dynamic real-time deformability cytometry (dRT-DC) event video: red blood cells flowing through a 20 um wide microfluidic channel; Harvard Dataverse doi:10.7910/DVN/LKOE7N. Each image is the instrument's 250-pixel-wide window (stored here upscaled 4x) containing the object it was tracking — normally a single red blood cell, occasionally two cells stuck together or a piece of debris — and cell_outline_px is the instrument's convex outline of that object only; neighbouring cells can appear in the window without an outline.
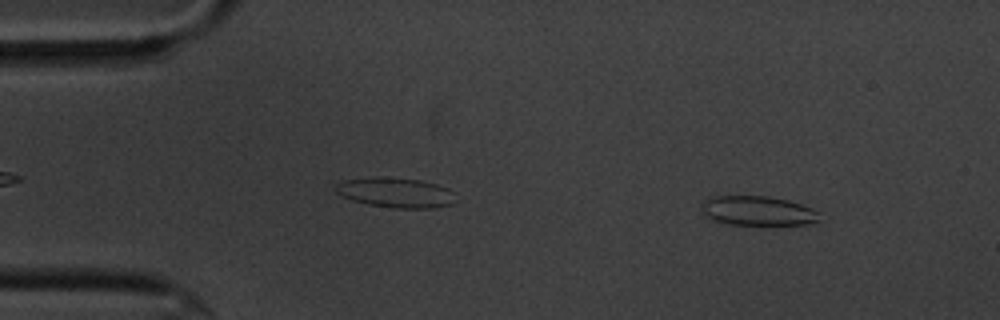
{"species": "common noctule bat (a hibernating species)", "species_latin": "Nyctalus noctula", "temperature_condition": "cold", "stored_images_in_passage": 49, "camera_frame_rate_fps": 3000, "um_per_image_px": 0.085, "animal": {"sex": "male", "body_mass_g": 20.1, "forearm_length_mm": 53.5}, "frame": {"image": 1, "passage_image": 6, "time_ms": 1.667, "image_size_px": [1000, 320], "cell_outline_px": [[820, 220], [808, 224], [732, 224], [708, 220], [700, 204], [708, 196], [768, 196], [788, 200], [812, 208], [820, 212]], "centroid_in_image_um": [64.38, 17.91], "position_along_channel_um": 20.6, "area_um2": 20.35}}
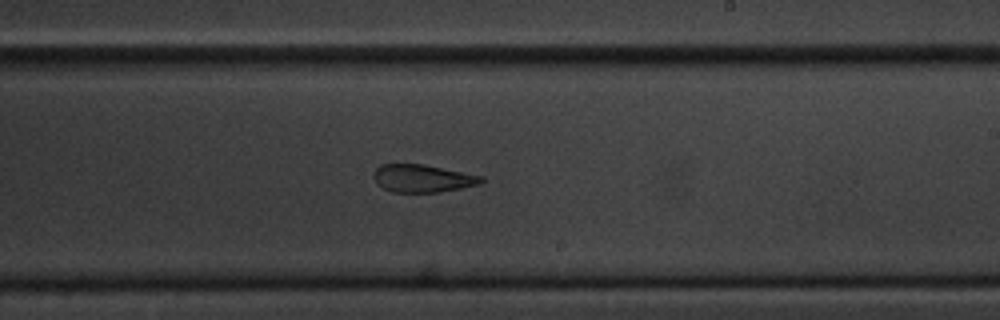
{"frame": {"image": 2, "passage_image": 33, "time_ms": 10.667, "image_size_px": [1000, 320], "cell_outline_px": [[484, 180], [476, 184], [460, 188], [440, 192], [392, 192], [384, 188], [372, 176], [372, 172], [380, 164], [424, 164], [484, 176]], "centroid_in_image_um": [35.9, 15.15], "position_along_channel_um": 253.1, "area_um2": 17.28}}
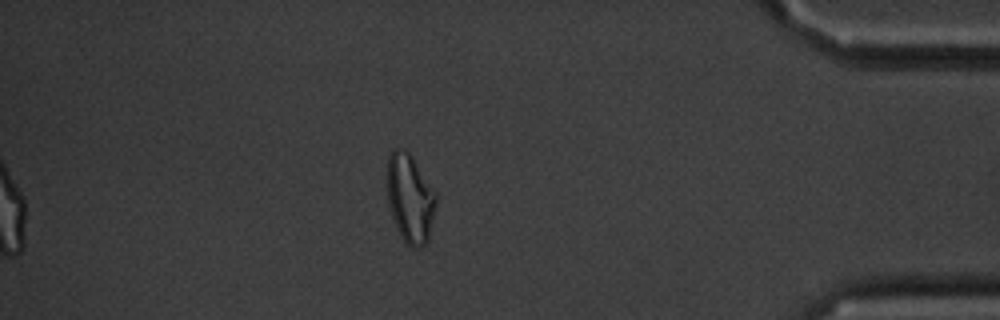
{"frame": {"image": 3, "passage_image": 49, "time_ms": 16.0, "image_size_px": [1000, 320], "cell_outline_px": [[436, 204], [428, 240], [420, 248], [412, 248], [404, 240], [392, 216], [388, 204], [388, 156], [392, 148], [400, 148], [408, 152], [412, 156], [436, 192]], "centroid_in_image_um": [34.86, 16.83], "position_along_channel_um": 400.3, "area_um2": 24.97}, "authors_computed_cell_mechanics": {"area_um2": 18.4382, "velocity_mm_per_s": 3.4788, "shape_relaxation_time_tau1_ms": null, "shape_relaxation_time_tau2_ms": 2.2883, "deformation_change_tau1": null, "deformation_change_tau2": 0.0849}}